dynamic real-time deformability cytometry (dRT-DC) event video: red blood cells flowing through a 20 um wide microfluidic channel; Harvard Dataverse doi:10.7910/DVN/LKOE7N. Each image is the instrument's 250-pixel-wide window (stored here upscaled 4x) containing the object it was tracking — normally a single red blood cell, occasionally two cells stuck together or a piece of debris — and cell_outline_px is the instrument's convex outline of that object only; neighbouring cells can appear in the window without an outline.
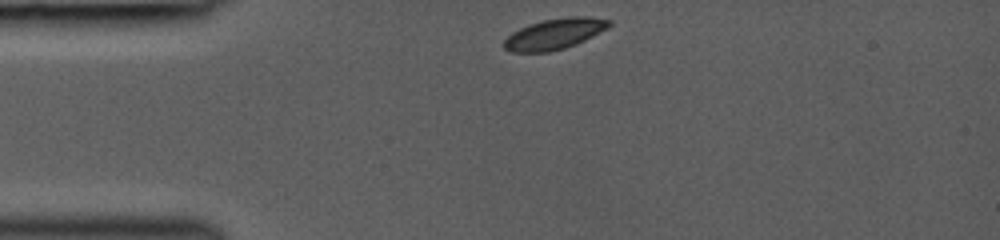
{"species": "common noctule bat (a hibernating species)", "species_latin": "Nyctalus noctula", "temperature_condition": "room temperature", "stored_images_in_passage": 33, "camera_frame_rate_fps": 3000, "um_per_image_px": 0.085, "animal": {"sex": "female", "body_mass_g": 19.0, "forearm_length_mm": 53.3}, "frame": {"image": 1, "passage_image": 1, "time_ms": 0.0, "image_size_px": [1000, 240], "cell_outline_px": [[612, 24], [608, 28], [576, 44], [564, 48], [548, 52], [512, 52], [504, 48], [500, 44], [512, 32], [528, 24], [544, 20], [568, 16], [588, 16], [612, 20]], "centroid_in_image_um": [47.13, 2.88], "position_along_channel_um": 37.9, "area_um2": 18.96}}
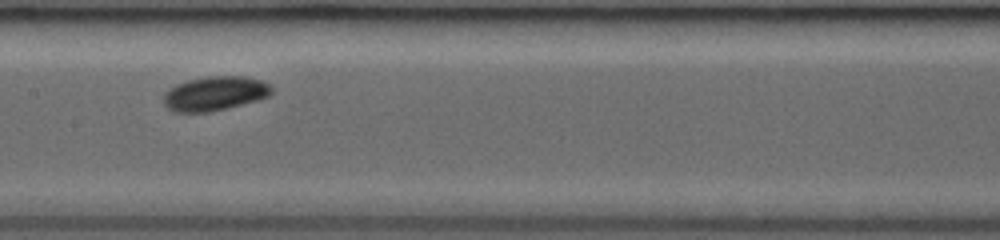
{"frame": {"image": 2, "passage_image": 14, "time_ms": 4.333, "image_size_px": [1000, 240], "cell_outline_px": [[272, 92], [268, 96], [256, 100], [208, 112], [176, 112], [168, 108], [164, 104], [164, 92], [176, 84], [188, 80], [208, 76], [244, 76], [260, 80], [268, 84], [272, 88]], "centroid_in_image_um": [18.23, 7.93], "position_along_channel_um": 189.2, "area_um2": 21.27}}
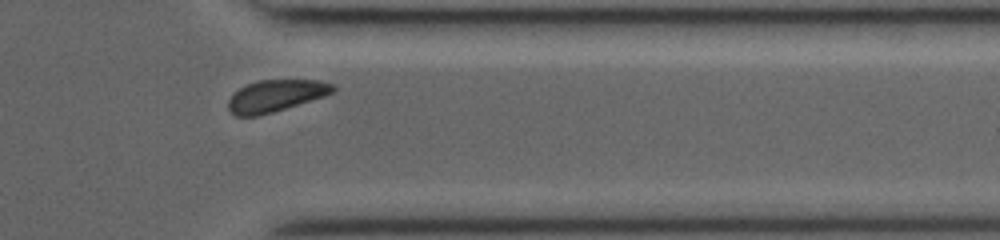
{"frame": {"image": 3, "passage_image": 29, "time_ms": 9.0, "image_size_px": [1000, 240], "cell_outline_px": [[336, 92], [324, 96], [272, 112], [256, 116], [236, 116], [228, 108], [228, 100], [240, 88], [248, 84], [260, 80], [320, 80], [332, 84], [336, 88]], "centroid_in_image_um": [23.46, 8.13], "position_along_channel_um": 387.9, "area_um2": 19.13}}